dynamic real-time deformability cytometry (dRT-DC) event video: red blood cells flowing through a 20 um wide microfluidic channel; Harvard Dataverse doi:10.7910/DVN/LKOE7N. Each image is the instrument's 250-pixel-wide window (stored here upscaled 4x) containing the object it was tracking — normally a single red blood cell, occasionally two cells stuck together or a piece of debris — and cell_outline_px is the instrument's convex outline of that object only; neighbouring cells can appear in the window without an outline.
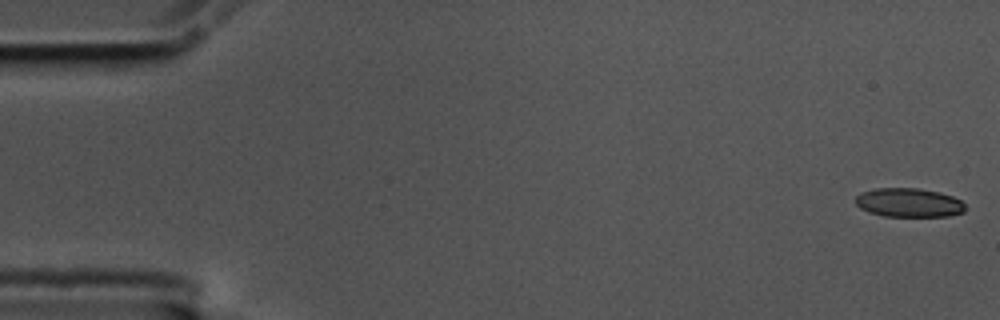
{"species": "common noctule bat (a hibernating species)", "species_latin": "Nyctalus noctula", "temperature_condition": "cold", "stored_images_in_passage": 58, "camera_frame_rate_fps": 3000, "um_per_image_px": 0.085, "animal": {"sex": "male", "body_mass_g": 17.5, "forearm_length_mm": 52.3}, "frame": {"image": 1, "passage_image": 1, "time_ms": 0.0, "image_size_px": [1000, 320], "cell_outline_px": [[968, 208], [964, 212], [948, 216], [884, 216], [868, 212], [860, 208], [856, 204], [856, 196], [860, 192], [876, 188], [916, 188], [940, 192], [952, 196], [960, 200]], "centroid_in_image_um": [77.26, 17.22], "position_along_channel_um": 7.7, "area_um2": 18.61}}
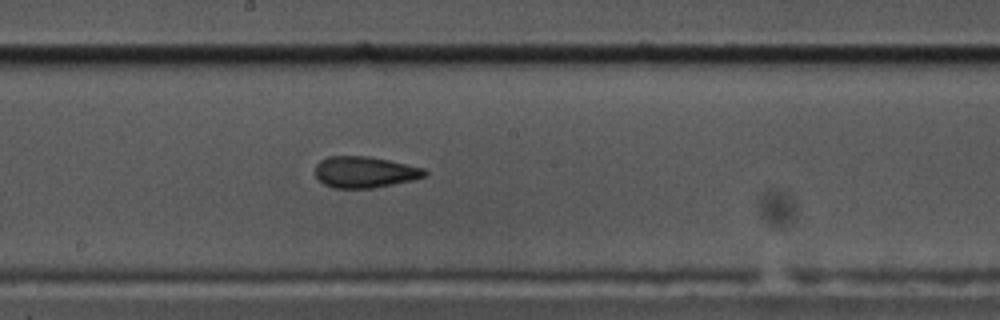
{"frame": {"image": 2, "passage_image": 31, "time_ms": 10.0, "image_size_px": [1000, 320], "cell_outline_px": [[428, 172], [424, 176], [412, 180], [372, 188], [332, 188], [324, 184], [316, 176], [316, 164], [320, 160], [328, 156], [368, 156], [388, 160], [424, 168]], "centroid_in_image_um": [30.98, 14.62], "position_along_channel_um": 217.2, "area_um2": 19.83}}
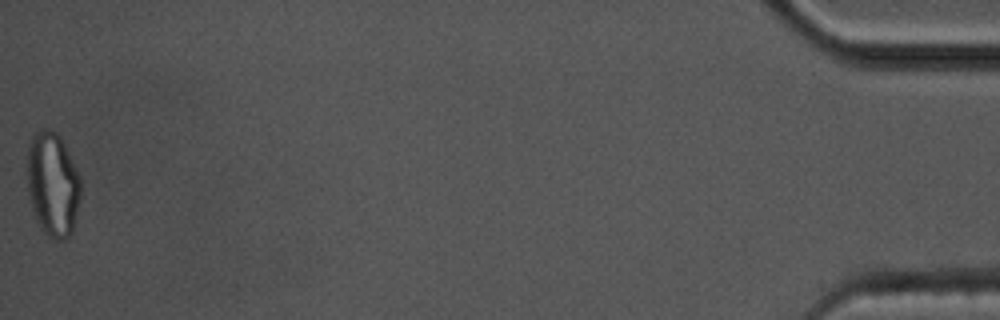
{"frame": {"image": 3, "passage_image": 58, "time_ms": 19.0, "image_size_px": [1000, 320], "cell_outline_px": [[80, 200], [72, 232], [64, 240], [56, 240], [48, 236], [40, 228], [36, 220], [32, 208], [28, 192], [28, 144], [32, 136], [40, 128], [48, 128], [56, 132], [60, 136], [80, 176]], "centroid_in_image_um": [4.48, 15.66], "position_along_channel_um": 430.7, "area_um2": 32.6}, "authors_computed_cell_mechanics": {"area_um2": 20.1722, "velocity_mm_per_s": 3.4677, "shape_relaxation_time_tau1_ms": 8.0956, "shape_relaxation_time_tau2_ms": 1.445, "deformation_change_tau1": 0.1988, "deformation_change_tau2": 0.0931}}